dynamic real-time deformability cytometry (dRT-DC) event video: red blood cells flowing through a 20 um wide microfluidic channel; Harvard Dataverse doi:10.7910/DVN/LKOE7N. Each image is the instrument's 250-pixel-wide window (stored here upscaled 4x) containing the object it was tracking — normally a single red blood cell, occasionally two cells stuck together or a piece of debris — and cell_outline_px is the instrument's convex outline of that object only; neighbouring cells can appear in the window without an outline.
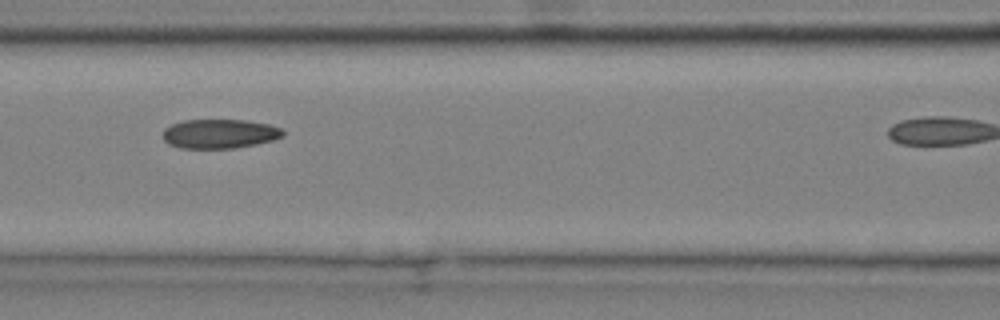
{"species": "common noctule bat (a hibernating species)", "species_latin": "Nyctalus noctula", "temperature_condition": "cold", "stored_images_in_passage": 6, "camera_frame_rate_fps": 3000, "um_per_image_px": 0.085, "animal": {"sex": "male", "body_mass_g": 20.4}, "frame": {"image": 1, "passage_image": 3, "time_ms": 0.667, "image_size_px": [1000, 320], "cell_outline_px": [[284, 136], [272, 140], [256, 144], [236, 148], [180, 148], [168, 144], [164, 140], [164, 128], [172, 124], [184, 120], [244, 120], [268, 124], [280, 128], [284, 132]], "centroid_in_image_um": [18.66, 11.37], "position_along_channel_um": 147.9, "area_um2": 20.4}}